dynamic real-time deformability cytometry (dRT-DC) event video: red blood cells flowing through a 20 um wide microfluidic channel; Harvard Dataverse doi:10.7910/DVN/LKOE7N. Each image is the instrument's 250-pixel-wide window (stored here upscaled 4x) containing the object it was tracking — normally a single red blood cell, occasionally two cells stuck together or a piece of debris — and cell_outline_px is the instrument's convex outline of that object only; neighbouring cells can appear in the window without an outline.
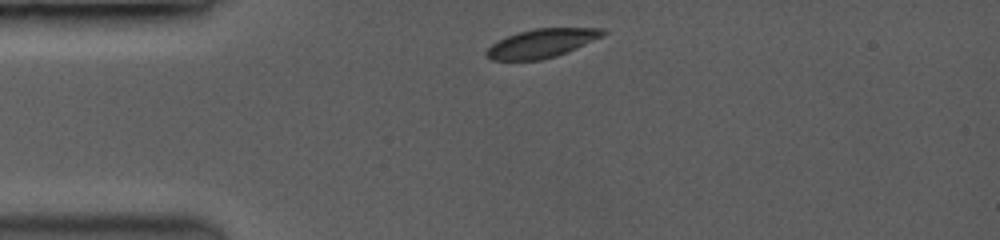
{"species": "common noctule bat (a hibernating species)", "species_latin": "Nyctalus noctula", "temperature_condition": "room temperature", "stored_images_in_passage": 13, "camera_frame_rate_fps": 3500, "um_per_image_px": 0.085, "animal": {"sex": "female", "body_mass_g": 19.0, "forearm_length_mm": 53.3}, "frame": {"image": 1, "passage_image": 1, "time_ms": 0.0, "image_size_px": [1000, 240], "cell_outline_px": [[608, 32], [600, 36], [556, 56], [540, 60], [492, 60], [484, 52], [492, 44], [508, 36], [520, 32], [536, 28], [600, 28]], "centroid_in_image_um": [45.99, 3.68], "position_along_channel_um": 39.0, "area_um2": 18.84}}
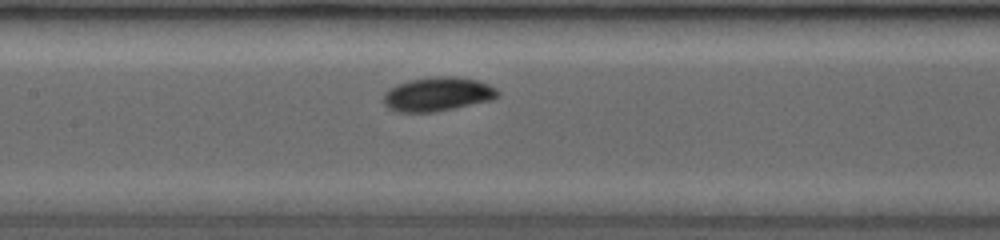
{"frame": {"image": 2, "passage_image": 6, "time_ms": 4.0, "image_size_px": [1000, 240], "cell_outline_px": [[500, 92], [496, 96], [488, 100], [452, 108], [432, 112], [400, 112], [388, 108], [384, 104], [384, 96], [396, 84], [412, 80], [436, 76], [456, 76], [476, 80], [488, 84], [496, 88]], "centroid_in_image_um": [37.19, 7.99], "position_along_channel_um": 170.2, "area_um2": 22.08}}
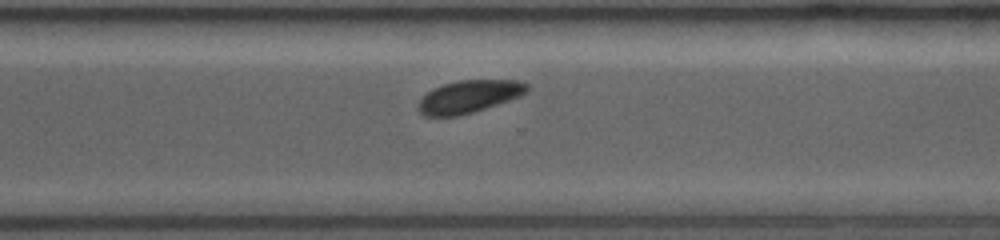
{"frame": {"image": 3, "passage_image": 13, "time_ms": 8.0, "image_size_px": [1000, 240], "cell_outline_px": [[528, 88], [520, 96], [472, 112], [456, 116], [424, 116], [416, 108], [416, 104], [428, 92], [444, 84], [460, 80], [516, 80], [528, 84]], "centroid_in_image_um": [39.82, 8.21], "position_along_channel_um": 330.8, "area_um2": 20.23}}